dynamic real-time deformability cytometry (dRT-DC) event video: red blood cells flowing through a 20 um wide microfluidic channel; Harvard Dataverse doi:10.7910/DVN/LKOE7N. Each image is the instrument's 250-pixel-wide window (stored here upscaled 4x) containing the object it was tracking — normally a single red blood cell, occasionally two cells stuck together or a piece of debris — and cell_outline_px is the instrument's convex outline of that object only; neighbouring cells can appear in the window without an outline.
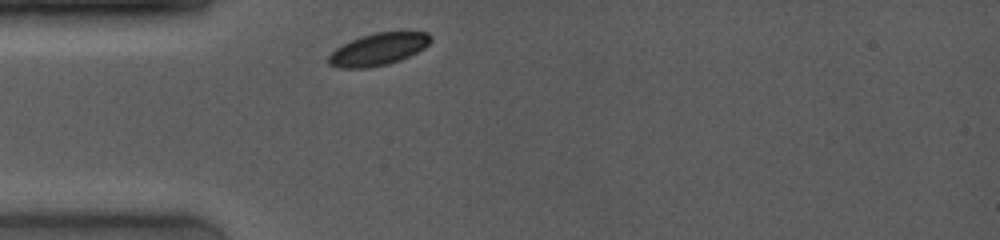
{"species": "common noctule bat (a hibernating species)", "species_latin": "Nyctalus noctula", "temperature_condition": "room temperature", "stored_images_in_passage": 36, "camera_frame_rate_fps": 4000, "um_per_image_px": 0.085, "animal": {"sex": "female", "body_mass_g": 19.0, "forearm_length_mm": 53.3}, "frame": {"image": 1, "passage_image": 1, "time_ms": 0.0, "image_size_px": [1000, 240], "cell_outline_px": [[432, 40], [424, 48], [400, 60], [388, 64], [368, 68], [340, 68], [328, 64], [328, 56], [336, 48], [360, 36], [376, 32], [428, 32]], "centroid_in_image_um": [32.14, 4.19], "position_along_channel_um": 52.9, "area_um2": 19.02}}
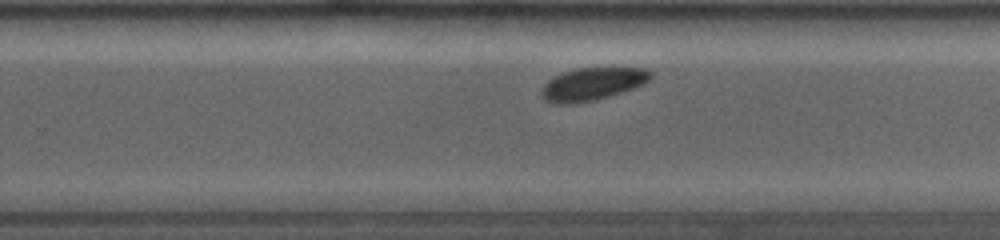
{"frame": {"image": 2, "passage_image": 23, "time_ms": 6.0, "image_size_px": [1000, 240], "cell_outline_px": [[652, 76], [648, 80], [632, 88], [596, 100], [572, 104], [556, 104], [544, 100], [540, 96], [540, 92], [544, 84], [548, 80], [564, 72], [576, 68], [612, 64], [648, 68], [652, 72]], "centroid_in_image_um": [50.38, 7.07], "position_along_channel_um": 279.4, "area_um2": 21.68}}
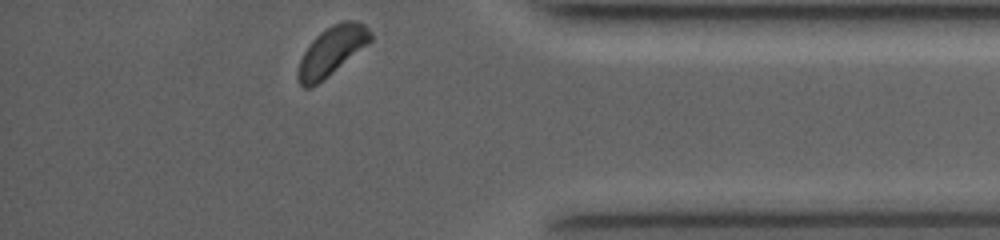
{"frame": {"image": 3, "passage_image": 36, "time_ms": 9.5, "image_size_px": [1000, 240], "cell_outline_px": [[372, 40], [368, 44], [328, 76], [312, 88], [304, 88], [300, 84], [300, 60], [308, 44], [320, 32], [332, 24], [344, 20], [356, 20], [364, 24], [372, 32]], "centroid_in_image_um": [28.24, 4.29], "position_along_channel_um": 407.0, "area_um2": 20.35}, "authors_computed_cell_mechanics": {"area_um2": 20.8658, "velocity_mm_per_s": 3.9294, "shape_relaxation_time_tau1_ms": 1.5416, "shape_relaxation_time_tau2_ms": null, "deformation_change_tau1": 0.0449, "deformation_change_tau2": null}}